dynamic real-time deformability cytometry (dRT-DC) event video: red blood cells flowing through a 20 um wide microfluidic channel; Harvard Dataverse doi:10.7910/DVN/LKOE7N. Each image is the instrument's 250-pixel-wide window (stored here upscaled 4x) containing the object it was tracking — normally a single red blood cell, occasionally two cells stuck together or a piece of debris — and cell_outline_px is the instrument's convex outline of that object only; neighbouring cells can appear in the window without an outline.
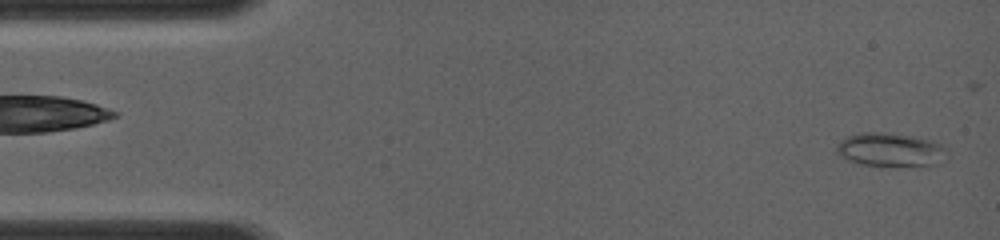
{"species": "common noctule bat (a hibernating species)", "species_latin": "Nyctalus noctula", "temperature_condition": "room temperature", "stored_images_in_passage": 8, "segment_of_instrument_passage": [1, 2], "camera_frame_rate_fps": 4000, "um_per_image_px": 0.085, "animal": {"sex": "female", "body_mass_g": 19.0, "forearm_length_mm": 56.7}, "frame": {"image": 1, "passage_image": 1, "time_ms": 0.0, "image_size_px": [1000, 240], "cell_outline_px": [[948, 156], [936, 164], [896, 168], [860, 164], [848, 160], [836, 152], [836, 148], [848, 136], [860, 132], [880, 132], [912, 136], [936, 140], [944, 148]], "centroid_in_image_um": [75.73, 12.76], "position_along_channel_um": 9.3, "area_um2": 21.96}}